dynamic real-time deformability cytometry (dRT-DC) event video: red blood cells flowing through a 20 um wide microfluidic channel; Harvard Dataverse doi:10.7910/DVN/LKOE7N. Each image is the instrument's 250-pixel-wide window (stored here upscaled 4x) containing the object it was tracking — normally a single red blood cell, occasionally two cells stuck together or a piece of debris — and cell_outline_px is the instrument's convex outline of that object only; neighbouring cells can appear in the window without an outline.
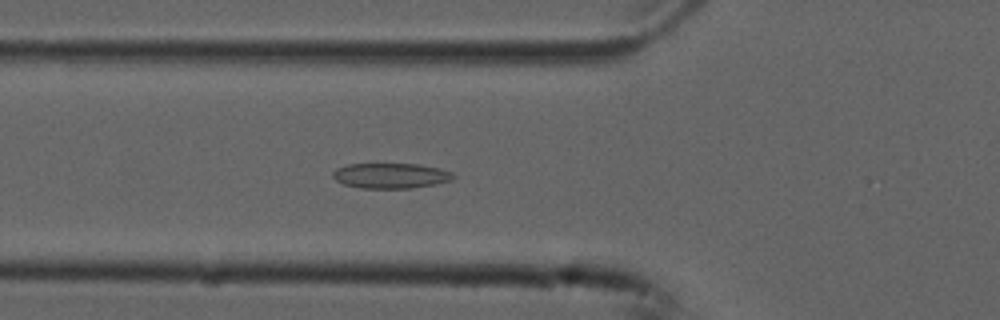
{"species": "common noctule bat (a hibernating species)", "species_latin": "Nyctalus noctula", "temperature_condition": "cold", "stored_images_in_passage": 50, "camera_frame_rate_fps": 3000, "um_per_image_px": 0.085, "animal": {"sex": "male", "forearm_length_mm": 52.5}, "frame": {"image": 1, "passage_image": 15, "time_ms": 4.667, "image_size_px": [1000, 320], "cell_outline_px": [[456, 176], [452, 180], [432, 184], [408, 188], [360, 188], [344, 184], [336, 180], [332, 176], [332, 172], [336, 168], [348, 164], [420, 164], [440, 168], [452, 172]], "centroid_in_image_um": [33.2, 14.92], "position_along_channel_um": 92.6, "area_um2": 17.69}}
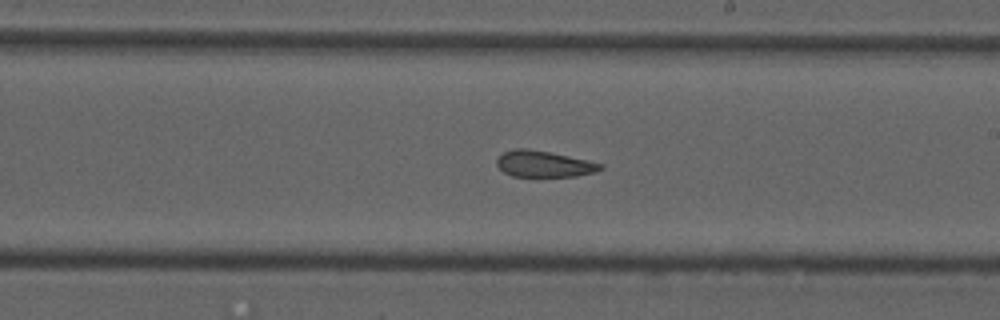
{"frame": {"image": 2, "passage_image": 27, "time_ms": 8.667, "image_size_px": [1000, 320], "cell_outline_px": [[604, 168], [596, 172], [576, 176], [512, 176], [504, 172], [496, 164], [496, 160], [504, 152], [516, 148], [528, 148], [588, 160], [604, 164]], "centroid_in_image_um": [46.26, 13.93], "position_along_channel_um": 242.7, "area_um2": 15.78}}
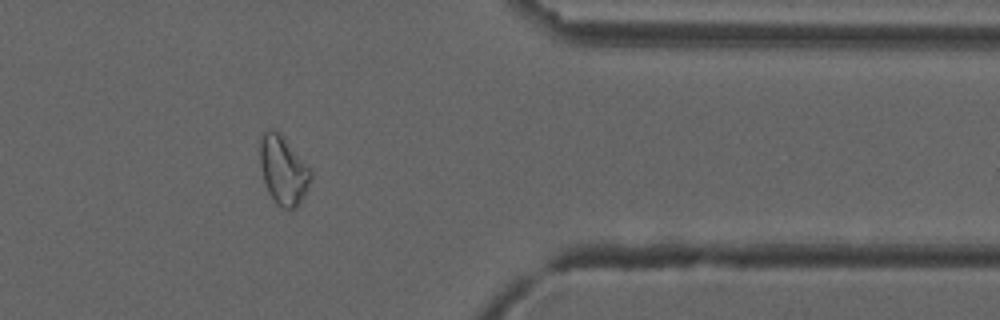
{"frame": {"image": 3, "passage_image": 40, "time_ms": 13.0, "image_size_px": [1000, 320], "cell_outline_px": [[312, 176], [300, 204], [296, 208], [284, 208], [276, 204], [268, 192], [260, 168], [260, 132], [268, 128], [284, 136], [312, 168]], "centroid_in_image_um": [24.08, 14.43], "position_along_channel_um": 387.3, "area_um2": 20.69}, "authors_computed_cell_mechanics": {"area_um2": 18.8428, "velocity_mm_per_s": 3.7438, "shape_relaxation_time_tau1_ms": null, "shape_relaxation_time_tau2_ms": 3.6616, "deformation_change_tau1": null, "deformation_change_tau2": 0.103}}